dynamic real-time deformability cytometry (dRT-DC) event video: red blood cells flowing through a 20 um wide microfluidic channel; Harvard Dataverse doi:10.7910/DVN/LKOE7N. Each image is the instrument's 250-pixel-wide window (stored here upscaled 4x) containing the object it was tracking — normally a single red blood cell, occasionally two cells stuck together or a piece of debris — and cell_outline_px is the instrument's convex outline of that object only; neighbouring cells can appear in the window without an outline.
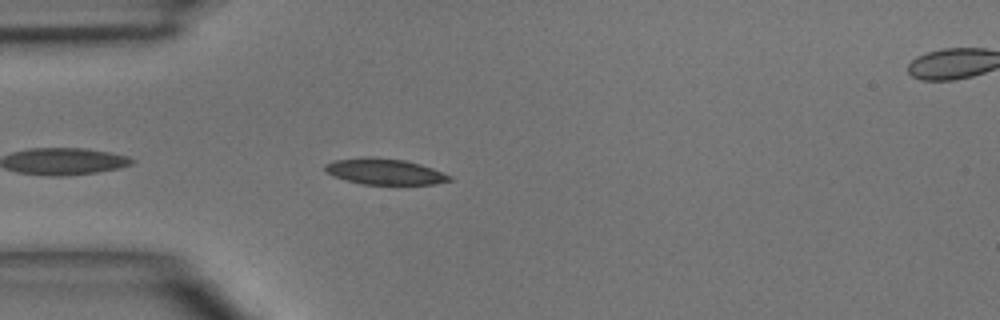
{"species": "common noctule bat (a hibernating species)", "species_latin": "Nyctalus noctula", "temperature_condition": "room temperature", "stored_images_in_passage": 4, "segment_of_instrument_passage": [1, 2], "camera_frame_rate_fps": 3000, "um_per_image_px": 0.085, "animal": {"sex": "male", "body_mass_g": 15.6}, "frame": {"image": 1, "passage_image": 3, "time_ms": 2.0, "image_size_px": [1000, 320], "cell_outline_px": [[452, 180], [436, 184], [364, 184], [348, 180], [336, 176], [328, 172], [324, 168], [324, 164], [336, 160], [364, 156], [372, 156], [404, 160], [420, 164], [432, 168], [452, 176]], "centroid_in_image_um": [32.73, 14.57], "position_along_channel_um": 52.3, "area_um2": 18.67}}